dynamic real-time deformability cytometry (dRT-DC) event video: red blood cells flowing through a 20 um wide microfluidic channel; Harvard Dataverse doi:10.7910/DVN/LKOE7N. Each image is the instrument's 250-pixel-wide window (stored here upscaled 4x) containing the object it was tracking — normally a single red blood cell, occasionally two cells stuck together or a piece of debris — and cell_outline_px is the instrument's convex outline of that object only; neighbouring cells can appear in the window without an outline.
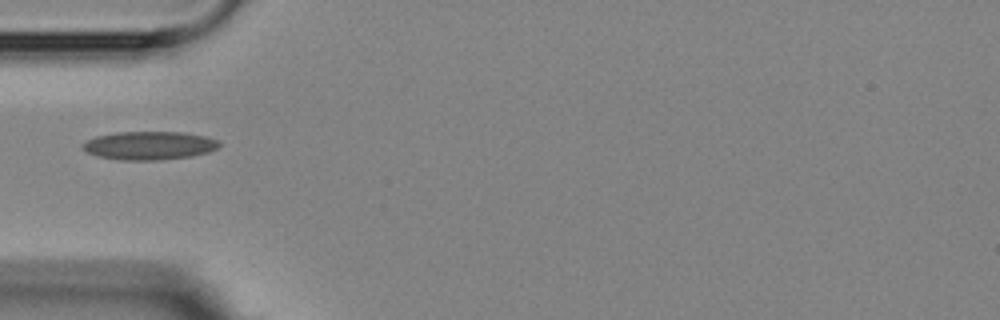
{"species": "Egyptian fruit bat (a non-hibernating species)", "species_latin": "Rousettus aegyptiacus", "temperature_condition": "room temperature", "stored_images_in_passage": 1, "camera_frame_rate_fps": 3000, "um_per_image_px": 0.085, "animal": {"sex": "female"}, "frame": {"image": 1, "passage_image": 1, "time_ms": 0.0, "image_size_px": [1000, 320], "cell_outline_px": [[220, 144], [216, 148], [208, 152], [192, 156], [160, 160], [120, 160], [96, 156], [84, 152], [80, 144], [96, 136], [116, 132], [184, 132], [204, 136], [220, 140]], "centroid_in_image_um": [12.65, 12.37], "position_along_channel_um": 72.4, "area_um2": 22.77}}